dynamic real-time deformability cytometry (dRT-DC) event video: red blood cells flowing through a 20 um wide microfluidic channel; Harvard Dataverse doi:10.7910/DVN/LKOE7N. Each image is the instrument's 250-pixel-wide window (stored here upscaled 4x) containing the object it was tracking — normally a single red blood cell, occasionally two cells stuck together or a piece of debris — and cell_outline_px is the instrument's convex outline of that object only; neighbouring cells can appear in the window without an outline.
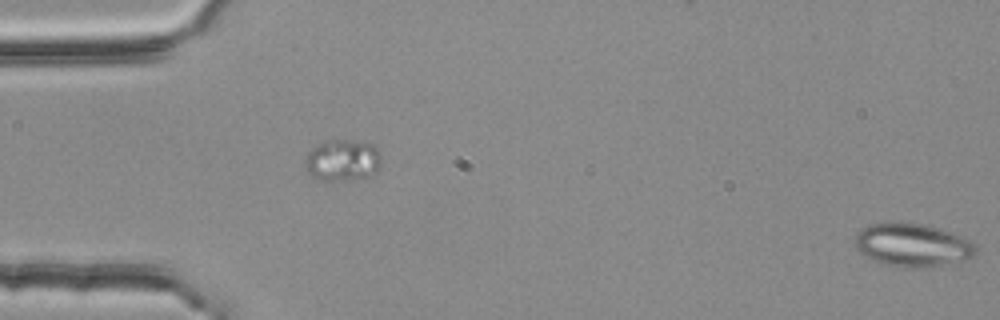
{"species": "common noctule bat (a hibernating species)", "species_latin": "Nyctalus noctula", "temperature_condition": "room temperature", "stored_images_in_passage": 4, "camera_frame_rate_fps": 3000, "um_per_image_px": 0.085, "animal": {"sex": "female", "body_mass_g": 25.1}, "frame": {"image": 1, "passage_image": 1, "time_ms": 0.0, "image_size_px": [1000, 320], "cell_outline_px": [[976, 256], [964, 260], [924, 268], [908, 268], [884, 264], [864, 256], [856, 248], [856, 236], [868, 224], [888, 220], [900, 220], [928, 224], [960, 236], [976, 244]], "centroid_in_image_um": [77.55, 20.79], "position_along_channel_um": 7.4, "area_um2": 30.98}}
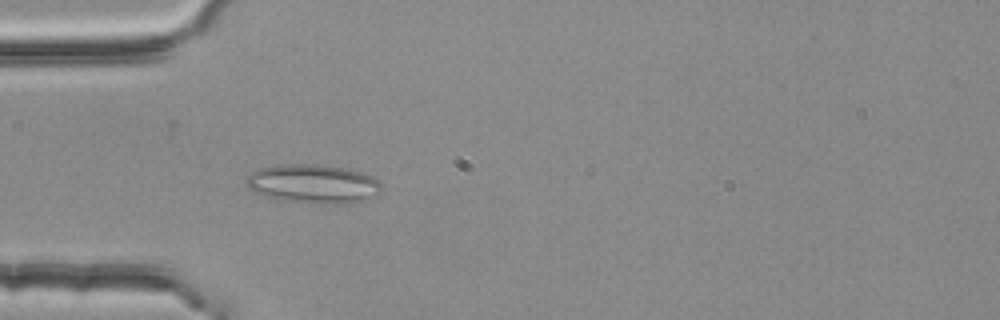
{"frame": {"image": 2, "passage_image": 4, "time_ms": 1.0, "image_size_px": [1000, 320], "cell_outline_px": [[380, 192], [364, 200], [352, 204], [320, 204], [276, 200], [264, 196], [248, 188], [248, 176], [256, 168], [272, 164], [312, 164], [348, 168], [372, 176], [380, 184]], "centroid_in_image_um": [26.59, 15.63], "position_along_channel_um": 58.4, "area_um2": 30.98}}